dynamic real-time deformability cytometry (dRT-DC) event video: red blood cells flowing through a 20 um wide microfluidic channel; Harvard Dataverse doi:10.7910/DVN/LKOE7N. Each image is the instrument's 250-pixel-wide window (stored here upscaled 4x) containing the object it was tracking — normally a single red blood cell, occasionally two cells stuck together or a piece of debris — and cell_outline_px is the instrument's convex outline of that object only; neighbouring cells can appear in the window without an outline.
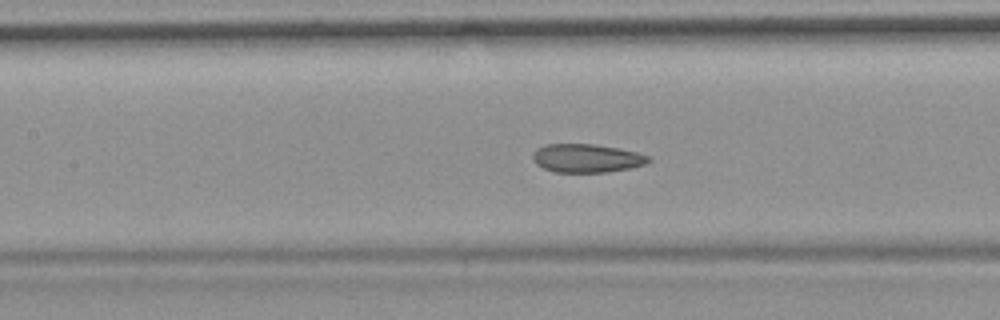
{"species": "common noctule bat (a hibernating species)", "species_latin": "Nyctalus noctula", "temperature_condition": "room temperature", "stored_images_in_passage": 56, "camera_frame_rate_fps": 3000, "um_per_image_px": 0.085, "animal": {"sex": "female", "body_mass_g": 19.9}, "frame": {"image": 1, "passage_image": 25, "time_ms": 8.0, "image_size_px": [1000, 320], "cell_outline_px": [[652, 160], [644, 164], [632, 168], [604, 172], [556, 172], [544, 168], [536, 164], [532, 160], [532, 156], [536, 148], [544, 144], [592, 144], [620, 148], [652, 156]], "centroid_in_image_um": [49.88, 13.44], "position_along_channel_um": 157.5, "area_um2": 19.36}, "authors_computed_cell_mechanics": {"area_um2": 20.519, "velocity_mm_per_s": 3.6804, "shape_relaxation_time_tau1_ms": null, "shape_relaxation_time_tau2_ms": 1.5494, "deformation_change_tau1": null, "deformation_change_tau2": 0.0638}}